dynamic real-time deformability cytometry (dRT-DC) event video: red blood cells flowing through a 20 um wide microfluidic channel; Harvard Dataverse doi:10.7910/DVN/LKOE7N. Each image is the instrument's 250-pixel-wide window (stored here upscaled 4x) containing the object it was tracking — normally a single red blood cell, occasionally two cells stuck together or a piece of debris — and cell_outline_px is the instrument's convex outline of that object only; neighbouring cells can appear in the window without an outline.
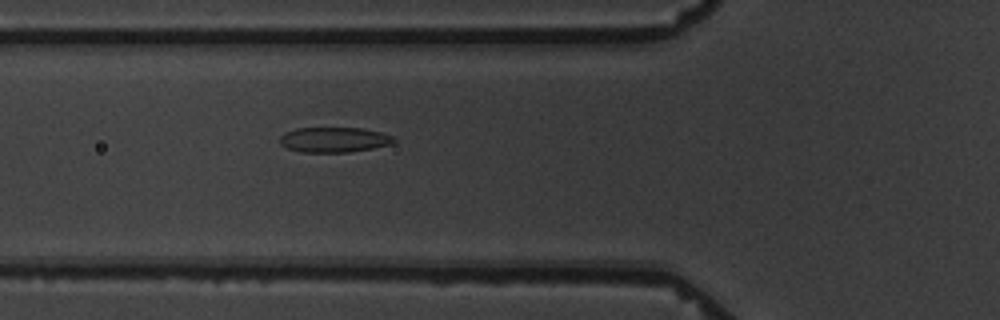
{"species": "common noctule bat (a hibernating species)", "species_latin": "Nyctalus noctula", "temperature_condition": "warm", "stored_images_in_passage": 2, "camera_frame_rate_fps": 3000, "um_per_image_px": 0.085, "animal": {"sex": "male", "body_mass_g": 19.5, "forearm_length_mm": 54.6}, "frame": {"image": 1, "passage_image": 2, "time_ms": 1.0, "image_size_px": [1000, 320], "cell_outline_px": [[396, 140], [392, 144], [372, 148], [348, 152], [300, 152], [288, 148], [280, 144], [280, 136], [284, 132], [296, 128], [364, 128], [380, 132], [392, 136]], "centroid_in_image_um": [28.38, 11.87], "position_along_channel_um": 97.4, "area_um2": 16.7}}